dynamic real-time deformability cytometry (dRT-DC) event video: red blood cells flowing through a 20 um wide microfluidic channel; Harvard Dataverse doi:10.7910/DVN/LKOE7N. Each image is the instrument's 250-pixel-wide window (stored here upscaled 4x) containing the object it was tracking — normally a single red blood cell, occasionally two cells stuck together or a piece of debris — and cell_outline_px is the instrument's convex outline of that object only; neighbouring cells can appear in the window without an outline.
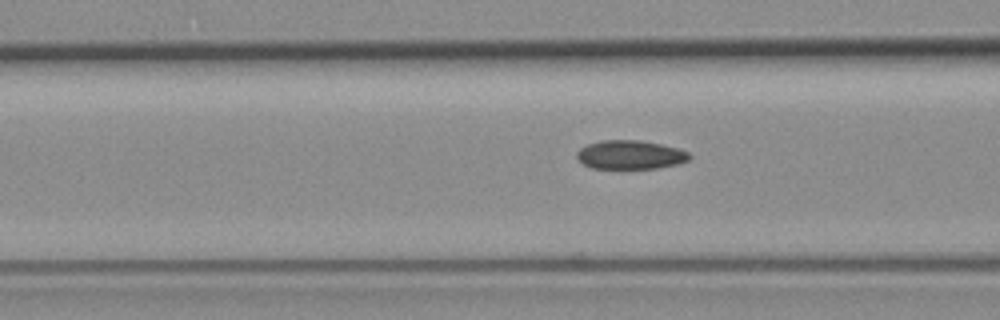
{"species": "common noctule bat (a hibernating species)", "species_latin": "Nyctalus noctula", "temperature_condition": "room temperature", "stored_images_in_passage": 25, "camera_frame_rate_fps": 3000, "um_per_image_px": 0.085, "animal": {"sex": "female", "body_mass_g": 19.3, "forearm_length_mm": 54.1}, "frame": {"image": 1, "passage_image": 15, "time_ms": 4.667, "image_size_px": [1000, 320], "cell_outline_px": [[692, 156], [688, 160], [676, 164], [656, 168], [592, 168], [584, 164], [576, 156], [576, 152], [580, 148], [588, 144], [600, 140], [640, 140], [680, 148], [688, 152]], "centroid_in_image_um": [53.58, 13.14], "position_along_channel_um": 113.0, "area_um2": 18.84}}
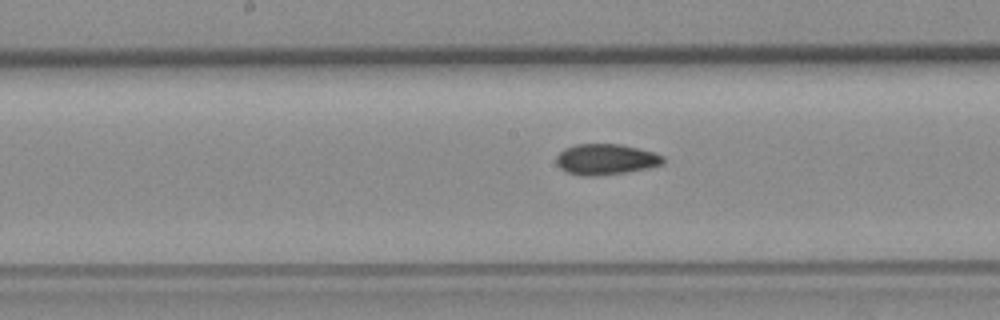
{"frame": {"image": 2, "passage_image": 22, "time_ms": 7.0, "image_size_px": [1000, 320], "cell_outline_px": [[664, 164], [648, 168], [628, 172], [596, 176], [580, 176], [568, 172], [560, 168], [556, 164], [556, 156], [564, 148], [576, 144], [620, 144], [652, 152], [664, 156]], "centroid_in_image_um": [51.48, 13.55], "position_along_channel_um": 196.7, "area_um2": 19.25}}